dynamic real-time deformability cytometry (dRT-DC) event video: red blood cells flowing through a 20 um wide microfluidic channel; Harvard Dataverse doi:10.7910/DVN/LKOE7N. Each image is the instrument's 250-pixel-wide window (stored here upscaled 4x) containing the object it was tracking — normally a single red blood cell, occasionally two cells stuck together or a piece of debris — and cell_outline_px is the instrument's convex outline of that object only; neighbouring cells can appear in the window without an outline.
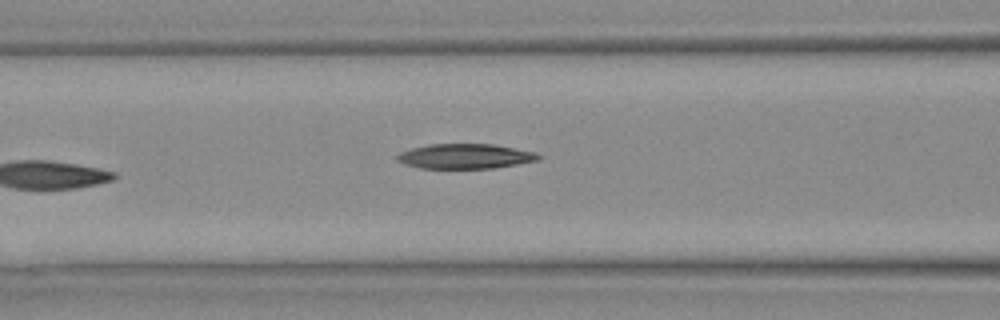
{"species": "Egyptian fruit bat (a non-hibernating species)", "species_latin": "Rousettus aegyptiacus", "temperature_condition": "warm", "stored_images_in_passage": 5, "camera_frame_rate_fps": 3000, "um_per_image_px": 0.085, "animal": {"sex": "female"}, "frame": {"image": 1, "passage_image": 5, "time_ms": 1.333, "image_size_px": [1000, 320], "cell_outline_px": [[544, 156], [540, 160], [492, 168], [420, 168], [404, 164], [396, 160], [396, 156], [400, 152], [412, 148], [432, 144], [492, 144], [536, 152]], "centroid_in_image_um": [39.56, 13.28], "position_along_channel_um": 127.0, "area_um2": 20.46}}